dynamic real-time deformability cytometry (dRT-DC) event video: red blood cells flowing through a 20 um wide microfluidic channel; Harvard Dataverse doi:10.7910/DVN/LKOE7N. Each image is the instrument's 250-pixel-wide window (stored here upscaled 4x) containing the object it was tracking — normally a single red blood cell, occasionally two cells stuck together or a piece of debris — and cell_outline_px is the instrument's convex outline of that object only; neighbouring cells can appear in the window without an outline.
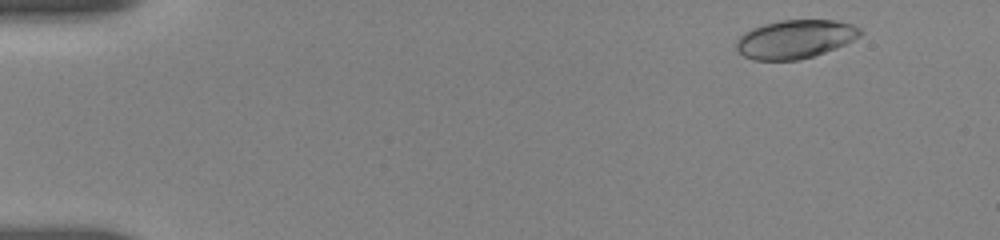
{"species": "human", "species_latin": "Homo sapiens", "temperature_condition": "room temperature", "stored_images_in_passage": 7, "camera_frame_rate_fps": 3000, "um_per_image_px": 0.085, "donor": {"sex": "female"}, "frame": {"image": 1, "passage_image": 1, "time_ms": 0.0, "image_size_px": [1000, 240], "cell_outline_px": [[864, 32], [860, 36], [836, 48], [800, 60], [752, 60], [744, 56], [736, 48], [736, 40], [744, 32], [752, 28], [764, 24], [780, 20], [836, 20], [852, 24], [860, 28]], "centroid_in_image_um": [67.58, 3.32], "position_along_channel_um": 17.4, "area_um2": 27.86}}
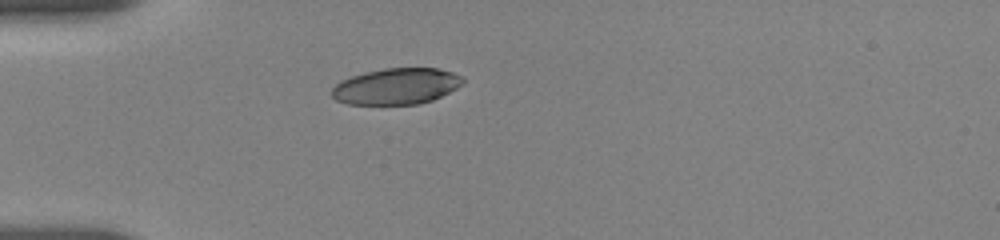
{"frame": {"image": 2, "passage_image": 5, "time_ms": 3.667, "image_size_px": [1000, 240], "cell_outline_px": [[464, 80], [456, 88], [432, 100], [420, 104], [348, 104], [336, 100], [332, 96], [332, 88], [340, 80], [364, 72], [384, 68], [440, 68], [464, 76]], "centroid_in_image_um": [33.68, 7.32], "position_along_channel_um": 51.3, "area_um2": 27.63}}
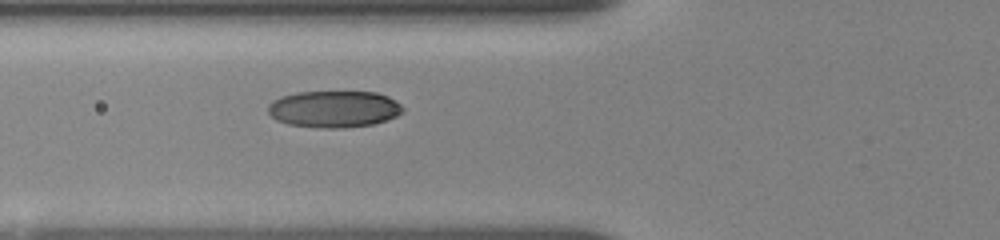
{"frame": {"image": 3, "passage_image": 7, "time_ms": 5.333, "image_size_px": [1000, 240], "cell_outline_px": [[404, 112], [396, 116], [372, 124], [340, 128], [324, 128], [288, 124], [276, 120], [268, 112], [268, 104], [272, 100], [280, 96], [296, 92], [376, 92], [388, 96], [396, 100], [404, 108]], "centroid_in_image_um": [28.38, 9.26], "position_along_channel_um": 97.4, "area_um2": 28.9}}